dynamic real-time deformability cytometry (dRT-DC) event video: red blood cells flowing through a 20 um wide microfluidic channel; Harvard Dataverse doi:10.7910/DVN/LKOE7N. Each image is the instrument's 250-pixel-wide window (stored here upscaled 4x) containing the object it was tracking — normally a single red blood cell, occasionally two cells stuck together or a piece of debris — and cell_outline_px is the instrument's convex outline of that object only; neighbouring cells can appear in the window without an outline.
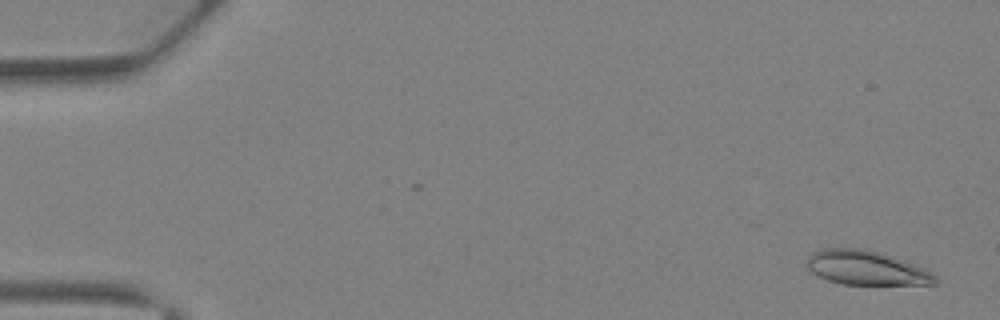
{"species": "Egyptian fruit bat (a non-hibernating species)", "species_latin": "Rousettus aegyptiacus", "temperature_condition": "warm", "stored_images_in_passage": 12, "camera_frame_rate_fps": 3000, "um_per_image_px": 0.085, "animal": {"sex": "female"}, "frame": {"image": 1, "passage_image": 1, "time_ms": 0.0, "image_size_px": [1000, 320], "cell_outline_px": [[936, 284], [844, 284], [828, 280], [816, 276], [808, 268], [808, 256], [812, 252], [824, 248], [864, 248], [880, 252], [916, 264], [936, 276]], "centroid_in_image_um": [73.6, 22.75], "position_along_channel_um": 11.4, "area_um2": 25.49}}